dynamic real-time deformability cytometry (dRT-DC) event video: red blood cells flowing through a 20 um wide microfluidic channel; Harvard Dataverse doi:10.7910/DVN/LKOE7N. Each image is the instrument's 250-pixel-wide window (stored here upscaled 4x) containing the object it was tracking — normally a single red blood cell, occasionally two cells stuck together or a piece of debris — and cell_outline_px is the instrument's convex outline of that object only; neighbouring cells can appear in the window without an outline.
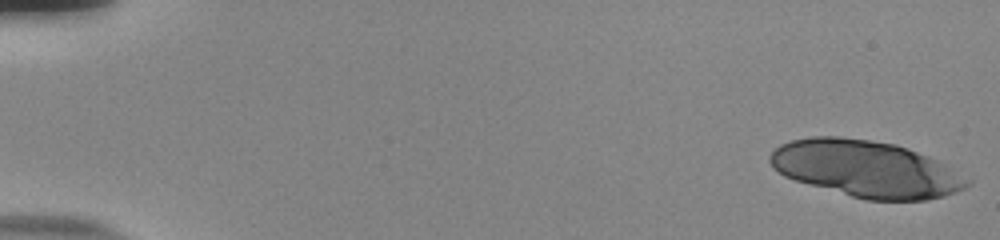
{"species": "human", "species_latin": "Homo sapiens", "temperature_condition": "room temperature", "stored_images_in_passage": 19, "camera_frame_rate_fps": 3000, "um_per_image_px": 0.085, "donor": {"sex": "male"}, "frame": {"image": 1, "passage_image": 1, "time_ms": 0.0, "image_size_px": [1000, 240], "cell_outline_px": [[972, 184], [956, 192], [944, 196], [928, 200], [864, 200], [796, 180], [784, 176], [772, 168], [768, 160], [768, 156], [780, 144], [792, 140], [812, 136], [840, 136], [872, 140], [896, 144], [908, 148], [940, 160], [972, 180]], "centroid_in_image_um": [73.65, 14.34], "position_along_channel_um": 11.4, "area_um2": 65.49}}